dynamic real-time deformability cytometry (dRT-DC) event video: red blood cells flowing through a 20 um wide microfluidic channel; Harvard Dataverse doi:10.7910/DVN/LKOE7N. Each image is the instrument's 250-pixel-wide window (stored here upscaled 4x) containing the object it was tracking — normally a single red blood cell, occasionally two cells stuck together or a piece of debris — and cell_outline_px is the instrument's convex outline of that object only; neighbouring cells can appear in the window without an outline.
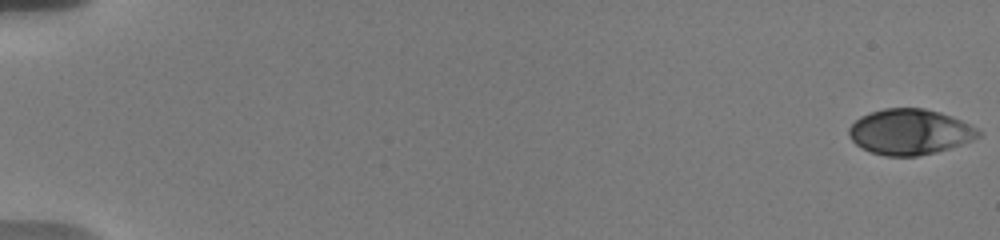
{"species": "human", "species_latin": "Homo sapiens", "temperature_condition": "warm", "stored_images_in_passage": 37, "camera_frame_rate_fps": 3000, "um_per_image_px": 0.085, "donor": {"sex": "male"}, "frame": {"image": 1, "passage_image": 1, "time_ms": 0.0, "image_size_px": [1000, 240], "cell_outline_px": [[980, 136], [972, 140], [936, 152], [916, 156], [884, 156], [872, 152], [856, 144], [852, 140], [848, 132], [848, 128], [860, 116], [884, 108], [924, 108], [940, 112], [960, 120], [976, 128], [980, 132]], "centroid_in_image_um": [77.31, 11.2], "position_along_channel_um": 7.7, "area_um2": 33.99}}
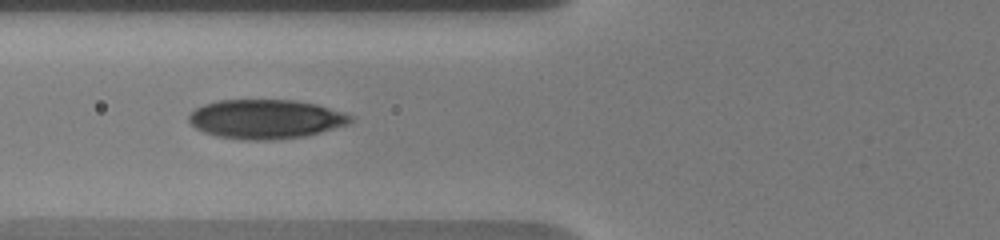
{"frame": {"image": 2, "passage_image": 13, "time_ms": 7.667, "image_size_px": [1000, 240], "cell_outline_px": [[352, 120], [348, 124], [308, 136], [276, 140], [240, 140], [216, 136], [204, 132], [196, 128], [188, 120], [188, 116], [196, 108], [204, 104], [220, 100], [292, 100], [316, 104], [344, 112], [352, 116]], "centroid_in_image_um": [22.59, 10.13], "position_along_channel_um": 103.2, "area_um2": 37.11}}
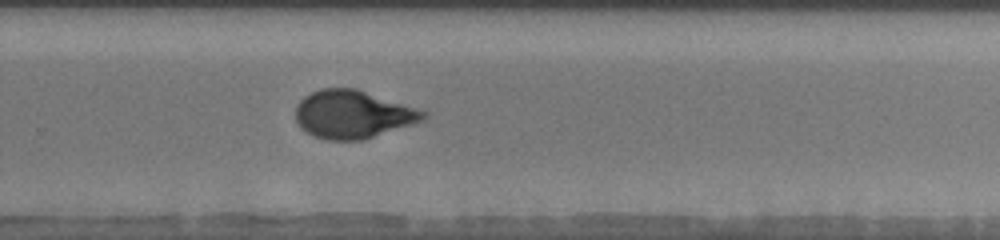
{"frame": {"image": 3, "passage_image": 22, "time_ms": 13.0, "image_size_px": [1000, 240], "cell_outline_px": [[428, 116], [424, 120], [364, 140], [328, 140], [316, 136], [300, 128], [296, 120], [296, 104], [304, 96], [320, 88], [356, 88], [428, 112]], "centroid_in_image_um": [29.99, 9.72], "position_along_channel_um": 299.8, "area_um2": 35.66}, "authors_computed_cell_mechanics": {"area_um2": 34.7956, "velocity_mm_per_s": 3.6852, "shape_relaxation_time_tau1_ms": 7.263, "shape_relaxation_time_tau2_ms": null, "deformation_change_tau1": 0.2086, "deformation_change_tau2": null}}